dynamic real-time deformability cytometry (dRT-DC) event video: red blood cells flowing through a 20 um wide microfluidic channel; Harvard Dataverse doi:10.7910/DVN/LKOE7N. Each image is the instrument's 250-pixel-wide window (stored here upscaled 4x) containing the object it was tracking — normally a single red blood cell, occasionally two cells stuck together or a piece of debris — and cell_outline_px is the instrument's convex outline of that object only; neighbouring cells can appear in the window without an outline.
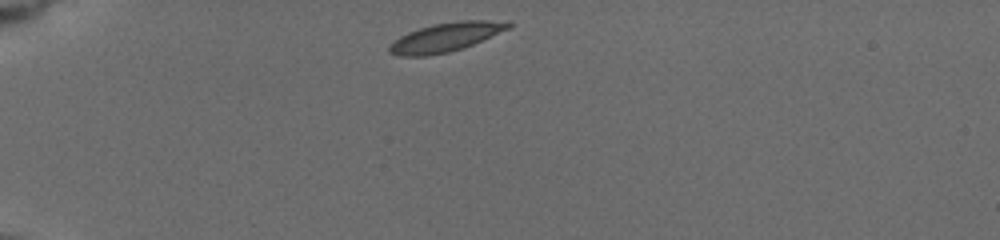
{"species": "common noctule bat (a hibernating species)", "species_latin": "Nyctalus noctula", "temperature_condition": "cold", "stored_images_in_passage": 75, "camera_frame_rate_fps": 3000, "um_per_image_px": 0.085, "animal": {"sex": "female", "body_mass_g": 19.5, "forearm_length_mm": 54.1}, "frame": {"image": 1, "passage_image": 1, "time_ms": 0.0, "image_size_px": [1000, 240], "cell_outline_px": [[512, 28], [472, 44], [448, 52], [424, 56], [400, 56], [388, 52], [388, 48], [400, 36], [408, 32], [432, 24], [460, 20], [508, 20], [512, 24]], "centroid_in_image_um": [37.95, 3.13], "position_along_channel_um": 47.1, "area_um2": 20.0}}
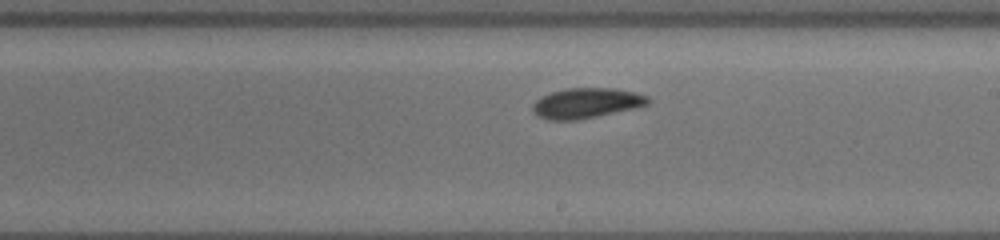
{"frame": {"image": 2, "passage_image": 40, "time_ms": 6.333, "image_size_px": [1000, 240], "cell_outline_px": [[652, 100], [648, 104], [636, 108], [580, 120], [548, 120], [536, 116], [532, 112], [532, 104], [540, 96], [564, 88], [612, 88], [632, 92], [648, 96]], "centroid_in_image_um": [49.81, 8.77], "position_along_channel_um": 239.2, "area_um2": 20.58}}
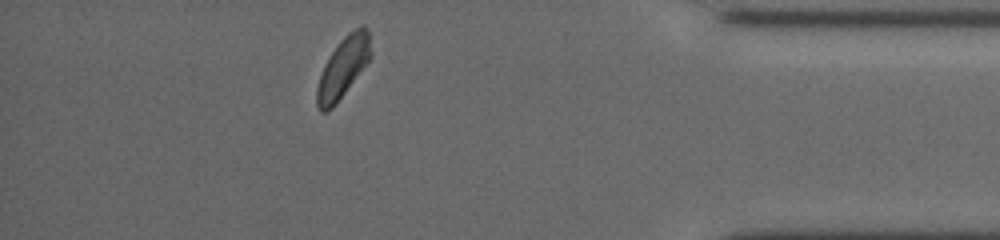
{"frame": {"image": 3, "passage_image": 65, "time_ms": 11.667, "image_size_px": [1000, 240], "cell_outline_px": [[372, 56], [332, 108], [324, 112], [320, 112], [316, 104], [316, 88], [324, 64], [328, 56], [336, 44], [348, 32], [364, 24], [368, 32], [372, 52]], "centroid_in_image_um": [29.14, 5.7], "position_along_channel_um": 406.1, "area_um2": 18.84}, "authors_computed_cell_mechanics": {"area_um2": 19.8254, "velocity_mm_per_s": 3.6816, "shape_relaxation_time_tau1_ms": 2.6622, "shape_relaxation_time_tau2_ms": 7.2445, "deformation_change_tau1": 0.0824, "deformation_change_tau2": 0.0705}}